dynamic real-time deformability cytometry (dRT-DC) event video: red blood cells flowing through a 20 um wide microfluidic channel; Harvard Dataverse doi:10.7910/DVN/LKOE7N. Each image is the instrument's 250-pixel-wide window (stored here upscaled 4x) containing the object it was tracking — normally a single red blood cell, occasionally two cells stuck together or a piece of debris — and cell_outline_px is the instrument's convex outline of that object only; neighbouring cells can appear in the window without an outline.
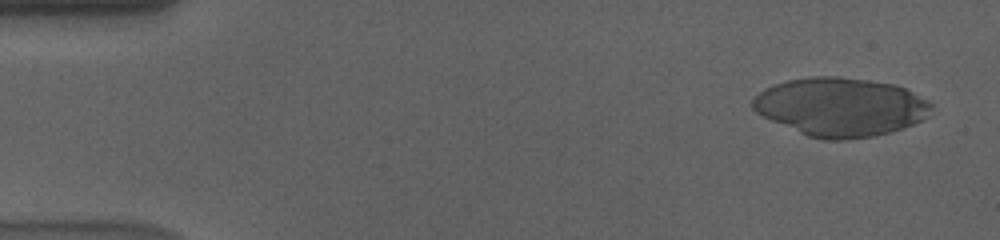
{"species": "human", "species_latin": "Homo sapiens", "temperature_condition": "cold", "stored_images_in_passage": 56, "camera_frame_rate_fps": 3000, "um_per_image_px": 0.085, "donor": {"sex": "male"}, "frame": {"image": 1, "passage_image": 3, "time_ms": 0.667, "image_size_px": [1000, 240], "cell_outline_px": [[932, 108], [928, 116], [912, 124], [888, 132], [872, 136], [844, 140], [824, 140], [808, 136], [772, 120], [756, 112], [752, 108], [752, 100], [764, 88], [788, 80], [812, 76], [840, 76], [892, 84], [904, 88], [928, 100], [932, 104]], "centroid_in_image_um": [71.44, 9.08], "position_along_channel_um": 13.6, "area_um2": 60.4}}